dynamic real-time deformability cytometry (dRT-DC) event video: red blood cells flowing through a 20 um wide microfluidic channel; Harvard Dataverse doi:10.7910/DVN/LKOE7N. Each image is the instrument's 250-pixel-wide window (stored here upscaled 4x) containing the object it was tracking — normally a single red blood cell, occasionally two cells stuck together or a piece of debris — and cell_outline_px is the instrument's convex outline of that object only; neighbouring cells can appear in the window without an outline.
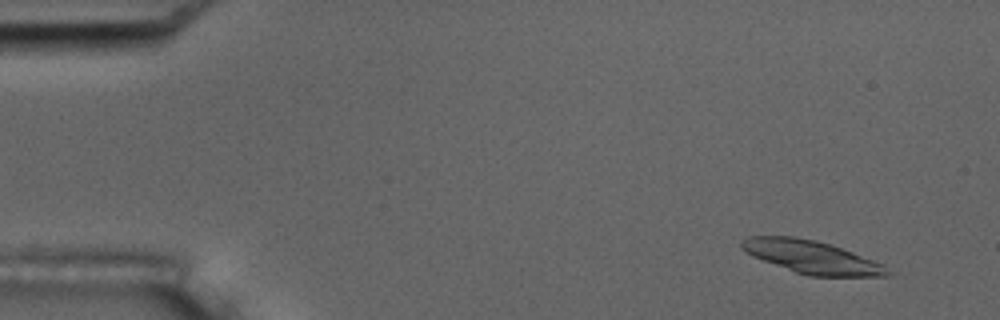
{"species": "common noctule bat (a hibernating species)", "species_latin": "Nyctalus noctula", "temperature_condition": "room temperature", "stored_images_in_passage": 52, "camera_frame_rate_fps": 3000, "um_per_image_px": 0.085, "animal": {"sex": "male", "body_mass_g": 17.5, "forearm_length_mm": 52.3}, "frame": {"image": 1, "passage_image": 3, "time_ms": 0.667, "image_size_px": [1000, 320], "cell_outline_px": [[896, 272], [888, 276], [808, 276], [796, 272], [752, 256], [740, 248], [740, 240], [748, 236], [796, 236], [816, 240], [832, 244], [884, 264]], "centroid_in_image_um": [69.03, 21.84], "position_along_channel_um": 16.0, "area_um2": 28.26}, "authors_computed_cell_mechanics": {"area_um2": 16.184, "velocity_mm_per_s": 3.7272, "shape_relaxation_time_tau1_ms": 2.8375, "shape_relaxation_time_tau2_ms": 6.0893, "deformation_change_tau1": 0.1227, "deformation_change_tau2": 0.0938}}